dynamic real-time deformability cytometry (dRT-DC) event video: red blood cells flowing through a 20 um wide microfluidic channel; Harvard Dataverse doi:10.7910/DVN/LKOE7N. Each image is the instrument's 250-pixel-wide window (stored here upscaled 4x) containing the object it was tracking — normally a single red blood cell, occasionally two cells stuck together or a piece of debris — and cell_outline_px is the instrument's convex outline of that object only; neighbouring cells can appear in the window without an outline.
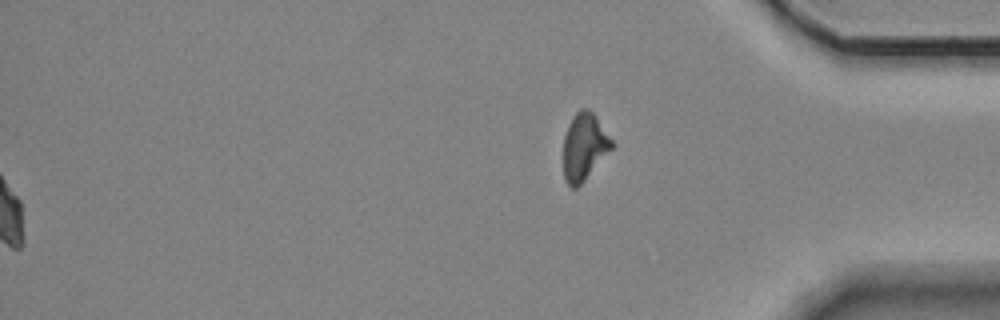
{"species": "Egyptian fruit bat (a non-hibernating species)", "species_latin": "Rousettus aegyptiacus", "temperature_condition": "room temperature", "stored_images_in_passage": 44, "segment_of_instrument_passage": [2, 2], "camera_frame_rate_fps": 3000, "um_per_image_px": 0.085, "animal": {"sex": "female"}, "frame": {"image": 1, "passage_image": 44, "time_ms": 14.333, "image_size_px": [1000, 320], "cell_outline_px": [[616, 144], [584, 180], [576, 188], [572, 188], [564, 180], [564, 136], [568, 124], [572, 116], [580, 108], [588, 108], [596, 116]], "centroid_in_image_um": [49.67, 12.43], "position_along_channel_um": 385.5, "area_um2": 18.96}}